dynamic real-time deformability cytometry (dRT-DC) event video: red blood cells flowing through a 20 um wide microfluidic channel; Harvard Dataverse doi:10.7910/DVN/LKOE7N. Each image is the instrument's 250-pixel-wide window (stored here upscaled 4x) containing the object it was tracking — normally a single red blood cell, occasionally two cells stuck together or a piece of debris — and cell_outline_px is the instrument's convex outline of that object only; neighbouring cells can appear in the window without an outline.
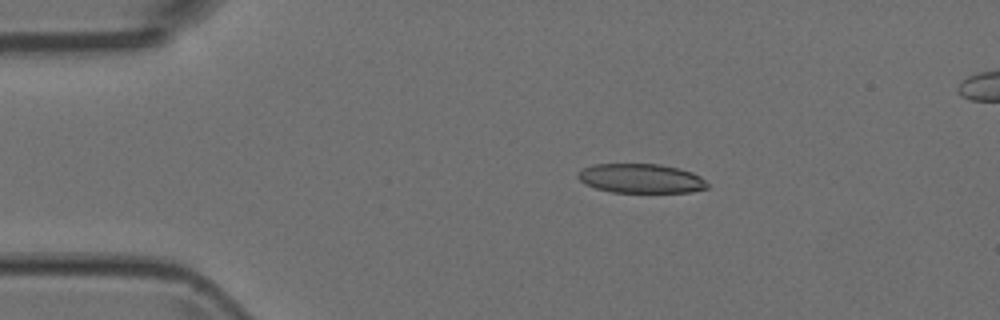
{"species": "Egyptian fruit bat (a non-hibernating species)", "species_latin": "Rousettus aegyptiacus", "temperature_condition": "room temperature", "stored_images_in_passage": 6, "camera_frame_rate_fps": 3000, "um_per_image_px": 0.085, "animal": {"sex": "female"}, "frame": {"image": 1, "passage_image": 3, "time_ms": 0.667, "image_size_px": [1000, 320], "cell_outline_px": [[708, 188], [692, 192], [612, 192], [596, 188], [584, 184], [576, 176], [584, 168], [592, 164], [660, 164], [680, 168], [692, 172], [700, 176], [708, 184]], "centroid_in_image_um": [54.49, 15.16], "position_along_channel_um": 30.5, "area_um2": 22.14}}
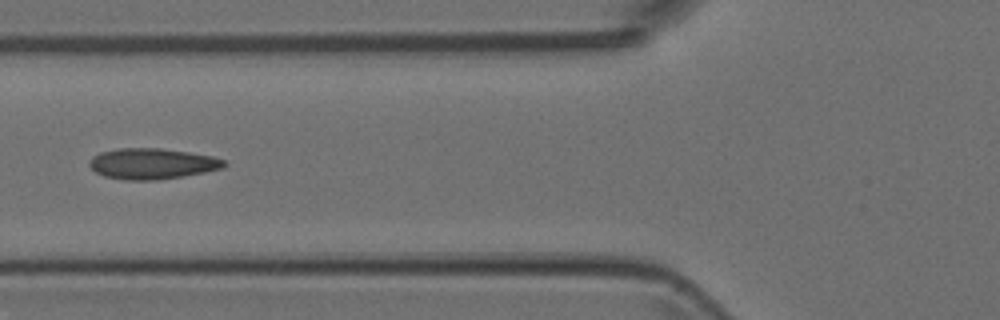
{"frame": {"image": 2, "passage_image": 6, "time_ms": 1.667, "image_size_px": [1000, 320], "cell_outline_px": [[228, 164], [224, 168], [204, 172], [156, 180], [124, 180], [104, 176], [96, 172], [88, 164], [88, 160], [92, 156], [100, 152], [116, 148], [160, 148], [188, 152], [212, 156], [224, 160]], "centroid_in_image_um": [12.9, 13.91], "position_along_channel_um": 112.9, "area_um2": 24.22}}